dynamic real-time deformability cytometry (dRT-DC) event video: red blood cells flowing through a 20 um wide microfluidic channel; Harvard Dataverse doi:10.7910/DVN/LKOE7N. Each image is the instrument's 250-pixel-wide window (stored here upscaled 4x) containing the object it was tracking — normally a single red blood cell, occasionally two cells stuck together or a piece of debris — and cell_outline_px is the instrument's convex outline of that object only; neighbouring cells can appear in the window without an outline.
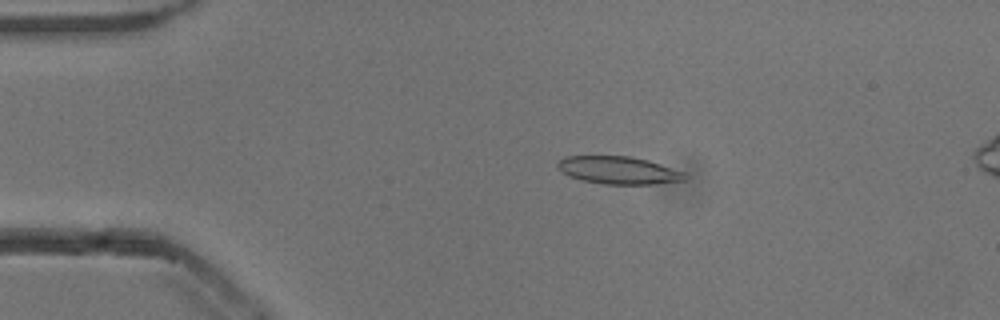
{"species": "common noctule bat (a hibernating species)", "species_latin": "Nyctalus noctula", "temperature_condition": "cold", "stored_images_in_passage": 48, "camera_frame_rate_fps": 3000, "um_per_image_px": 0.085, "animal": {"sex": "male", "body_mass_g": 13.3}, "frame": {"image": 1, "passage_image": 10, "time_ms": 3.0, "image_size_px": [1000, 320], "cell_outline_px": [[688, 176], [684, 180], [652, 184], [604, 184], [580, 180], [568, 176], [556, 164], [564, 156], [632, 156], [648, 160], [684, 172]], "centroid_in_image_um": [52.57, 14.47], "position_along_channel_um": 32.4, "area_um2": 20.4}}
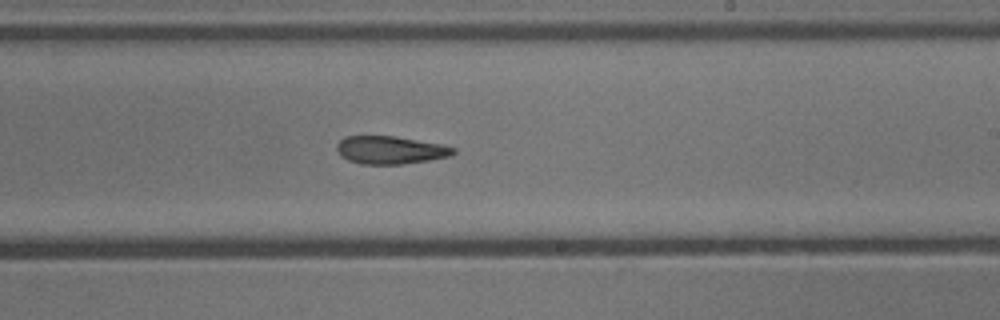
{"frame": {"image": 2, "passage_image": 31, "time_ms": 10.0, "image_size_px": [1000, 320], "cell_outline_px": [[456, 152], [448, 156], [428, 160], [404, 164], [360, 164], [348, 160], [340, 156], [336, 148], [336, 144], [344, 136], [396, 136], [444, 144], [456, 148]], "centroid_in_image_um": [33.17, 12.74], "position_along_channel_um": 255.8, "area_um2": 19.13}}
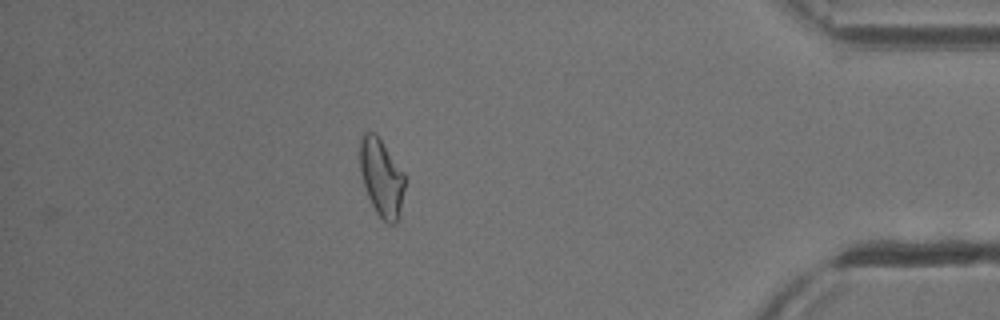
{"frame": {"image": 3, "passage_image": 46, "time_ms": 15.0, "image_size_px": [1000, 320], "cell_outline_px": [[404, 188], [400, 208], [396, 224], [388, 224], [376, 212], [368, 196], [360, 172], [360, 136], [364, 132], [376, 132], [404, 172]], "centroid_in_image_um": [32.41, 15.04], "position_along_channel_um": 402.8, "area_um2": 20.17}, "authors_computed_cell_mechanics": {"area_um2": 20.1433, "velocity_mm_per_s": 3.8473, "shape_relaxation_time_tau1_ms": 7.3766, "shape_relaxation_time_tau2_ms": 4.561, "deformation_change_tau1": 0.1831, "deformation_change_tau2": 0.143}}